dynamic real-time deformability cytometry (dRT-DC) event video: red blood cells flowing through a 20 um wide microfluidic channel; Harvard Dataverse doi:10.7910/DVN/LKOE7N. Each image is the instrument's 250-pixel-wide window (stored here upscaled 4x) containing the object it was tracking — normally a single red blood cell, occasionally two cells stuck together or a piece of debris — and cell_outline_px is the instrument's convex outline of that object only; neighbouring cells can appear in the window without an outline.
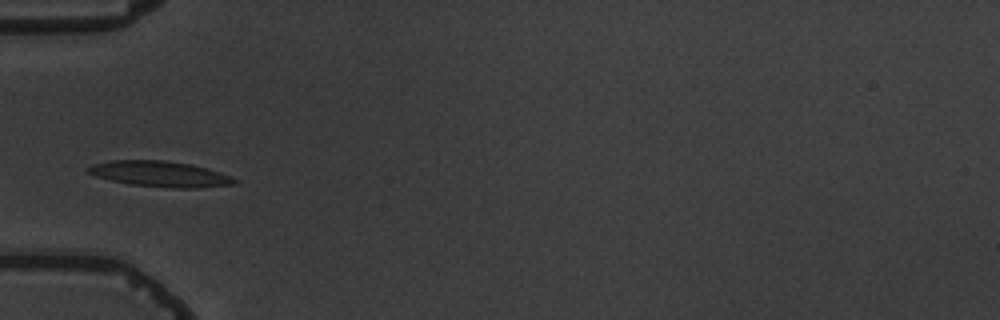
{"species": "common noctule bat (a hibernating species)", "species_latin": "Nyctalus noctula", "temperature_condition": "warm", "stored_images_in_passage": 2, "camera_frame_rate_fps": 3000, "um_per_image_px": 0.085, "animal": {"sex": "male", "body_mass_g": 19.5, "forearm_length_mm": 54.6}, "frame": {"image": 1, "passage_image": 2, "time_ms": 1.0, "image_size_px": [1000, 320], "cell_outline_px": [[240, 180], [236, 184], [200, 188], [168, 188], [128, 184], [96, 176], [88, 172], [84, 168], [92, 164], [112, 160], [164, 160], [192, 164], [208, 168], [232, 176]], "centroid_in_image_um": [13.65, 14.79], "position_along_channel_um": 71.4, "area_um2": 22.25}}